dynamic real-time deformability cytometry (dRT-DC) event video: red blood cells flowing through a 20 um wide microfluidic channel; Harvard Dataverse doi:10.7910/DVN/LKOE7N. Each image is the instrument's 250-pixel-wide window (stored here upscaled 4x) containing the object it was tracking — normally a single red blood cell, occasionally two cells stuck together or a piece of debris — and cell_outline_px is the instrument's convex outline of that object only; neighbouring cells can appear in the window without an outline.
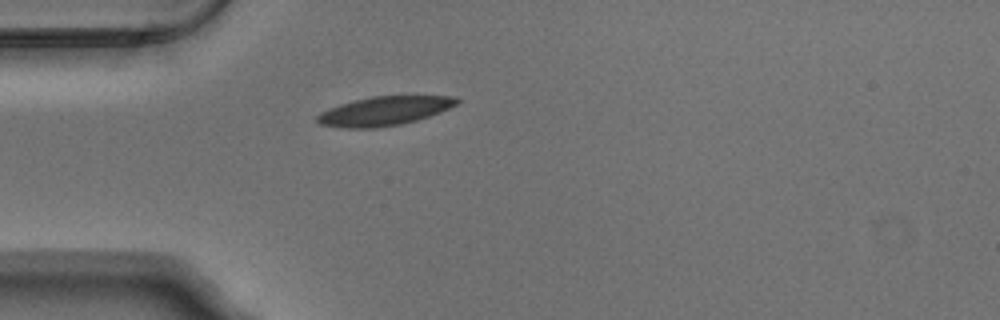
{"species": "Egyptian fruit bat (a non-hibernating species)", "species_latin": "Rousettus aegyptiacus", "temperature_condition": "warm", "stored_images_in_passage": 39, "camera_frame_rate_fps": 3000, "um_per_image_px": 0.085, "animal": {"sex": "male"}, "frame": {"image": 1, "passage_image": 1, "time_ms": 0.0, "image_size_px": [1000, 320], "cell_outline_px": [[460, 100], [456, 104], [440, 112], [416, 120], [400, 124], [376, 128], [348, 128], [320, 124], [316, 120], [316, 116], [320, 112], [340, 104], [372, 96], [452, 96]], "centroid_in_image_um": [32.64, 9.43], "position_along_channel_um": 52.4, "area_um2": 23.24}}
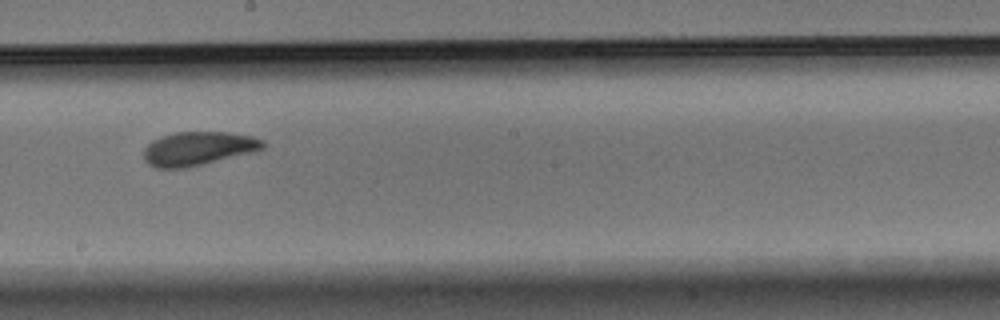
{"frame": {"image": 2, "passage_image": 16, "time_ms": 5.0, "image_size_px": [1000, 320], "cell_outline_px": [[264, 148], [252, 152], [204, 164], [184, 168], [156, 168], [148, 164], [144, 160], [144, 148], [152, 140], [160, 136], [176, 132], [228, 132], [252, 136], [264, 140]], "centroid_in_image_um": [16.82, 12.62], "position_along_channel_um": 231.4, "area_um2": 23.47}}
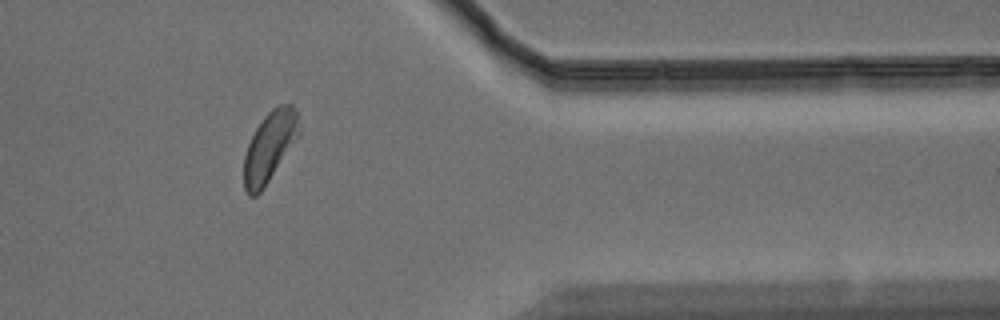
{"frame": {"image": 3, "passage_image": 30, "time_ms": 9.667, "image_size_px": [1000, 320], "cell_outline_px": [[300, 136], [264, 188], [256, 196], [248, 196], [244, 188], [244, 156], [248, 144], [256, 128], [264, 116], [272, 108], [280, 104], [292, 104], [296, 112], [300, 132]], "centroid_in_image_um": [22.92, 12.48], "position_along_channel_um": 388.5, "area_um2": 22.6}, "authors_computed_cell_mechanics": {"area_um2": 23.12, "velocity_mm_per_s": 3.7464, "shape_relaxation_time_tau1_ms": 2.574, "shape_relaxation_time_tau2_ms": 3.4869, "deformation_change_tau1": 0.1105, "deformation_change_tau2": 0.0872}}